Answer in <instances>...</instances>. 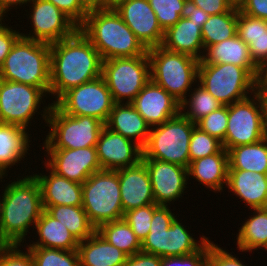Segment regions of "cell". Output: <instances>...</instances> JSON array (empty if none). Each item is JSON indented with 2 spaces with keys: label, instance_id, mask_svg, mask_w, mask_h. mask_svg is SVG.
I'll return each mask as SVG.
<instances>
[{
  "label": "cell",
  "instance_id": "obj_1",
  "mask_svg": "<svg viewBox=\"0 0 267 266\" xmlns=\"http://www.w3.org/2000/svg\"><path fill=\"white\" fill-rule=\"evenodd\" d=\"M102 58L78 29L72 36L50 44L49 95L57 101L69 89L102 75Z\"/></svg>",
  "mask_w": 267,
  "mask_h": 266
},
{
  "label": "cell",
  "instance_id": "obj_2",
  "mask_svg": "<svg viewBox=\"0 0 267 266\" xmlns=\"http://www.w3.org/2000/svg\"><path fill=\"white\" fill-rule=\"evenodd\" d=\"M9 181L1 194L0 225L4 237L11 244L23 246L29 227H35L42 213V197L39 182L33 175L18 176ZM12 182V183H10Z\"/></svg>",
  "mask_w": 267,
  "mask_h": 266
},
{
  "label": "cell",
  "instance_id": "obj_3",
  "mask_svg": "<svg viewBox=\"0 0 267 266\" xmlns=\"http://www.w3.org/2000/svg\"><path fill=\"white\" fill-rule=\"evenodd\" d=\"M79 29L90 40L103 61L148 54V49L113 8L90 11Z\"/></svg>",
  "mask_w": 267,
  "mask_h": 266
},
{
  "label": "cell",
  "instance_id": "obj_4",
  "mask_svg": "<svg viewBox=\"0 0 267 266\" xmlns=\"http://www.w3.org/2000/svg\"><path fill=\"white\" fill-rule=\"evenodd\" d=\"M0 79L50 90V44L20 37L0 66Z\"/></svg>",
  "mask_w": 267,
  "mask_h": 266
},
{
  "label": "cell",
  "instance_id": "obj_5",
  "mask_svg": "<svg viewBox=\"0 0 267 266\" xmlns=\"http://www.w3.org/2000/svg\"><path fill=\"white\" fill-rule=\"evenodd\" d=\"M42 118L50 131L43 142L44 149H77L96 147L105 124L92 116L64 113L55 103L42 110Z\"/></svg>",
  "mask_w": 267,
  "mask_h": 266
},
{
  "label": "cell",
  "instance_id": "obj_6",
  "mask_svg": "<svg viewBox=\"0 0 267 266\" xmlns=\"http://www.w3.org/2000/svg\"><path fill=\"white\" fill-rule=\"evenodd\" d=\"M168 205H159L153 212L150 231L141 242V251L159 257L184 256L198 251L209 239L200 241L176 218Z\"/></svg>",
  "mask_w": 267,
  "mask_h": 266
},
{
  "label": "cell",
  "instance_id": "obj_7",
  "mask_svg": "<svg viewBox=\"0 0 267 266\" xmlns=\"http://www.w3.org/2000/svg\"><path fill=\"white\" fill-rule=\"evenodd\" d=\"M151 80L163 87L180 103L198 82V59L172 52L161 45L148 49ZM195 81V82H194Z\"/></svg>",
  "mask_w": 267,
  "mask_h": 266
},
{
  "label": "cell",
  "instance_id": "obj_8",
  "mask_svg": "<svg viewBox=\"0 0 267 266\" xmlns=\"http://www.w3.org/2000/svg\"><path fill=\"white\" fill-rule=\"evenodd\" d=\"M196 123L181 112L150 128L142 159H157L188 168L190 164L189 144Z\"/></svg>",
  "mask_w": 267,
  "mask_h": 266
},
{
  "label": "cell",
  "instance_id": "obj_9",
  "mask_svg": "<svg viewBox=\"0 0 267 266\" xmlns=\"http://www.w3.org/2000/svg\"><path fill=\"white\" fill-rule=\"evenodd\" d=\"M82 207L96 229L103 223L123 219L118 173L113 170L93 173L82 184Z\"/></svg>",
  "mask_w": 267,
  "mask_h": 266
},
{
  "label": "cell",
  "instance_id": "obj_10",
  "mask_svg": "<svg viewBox=\"0 0 267 266\" xmlns=\"http://www.w3.org/2000/svg\"><path fill=\"white\" fill-rule=\"evenodd\" d=\"M228 127L222 147L227 151L239 145L254 144L267 136L265 96L255 92L228 105Z\"/></svg>",
  "mask_w": 267,
  "mask_h": 266
},
{
  "label": "cell",
  "instance_id": "obj_11",
  "mask_svg": "<svg viewBox=\"0 0 267 266\" xmlns=\"http://www.w3.org/2000/svg\"><path fill=\"white\" fill-rule=\"evenodd\" d=\"M197 83L222 105H231L256 92L255 78L245 68L231 63H199Z\"/></svg>",
  "mask_w": 267,
  "mask_h": 266
},
{
  "label": "cell",
  "instance_id": "obj_12",
  "mask_svg": "<svg viewBox=\"0 0 267 266\" xmlns=\"http://www.w3.org/2000/svg\"><path fill=\"white\" fill-rule=\"evenodd\" d=\"M102 76L114 103H131L151 80L148 55L102 61Z\"/></svg>",
  "mask_w": 267,
  "mask_h": 266
},
{
  "label": "cell",
  "instance_id": "obj_13",
  "mask_svg": "<svg viewBox=\"0 0 267 266\" xmlns=\"http://www.w3.org/2000/svg\"><path fill=\"white\" fill-rule=\"evenodd\" d=\"M53 103L68 115L92 116L104 124L115 104L102 75L69 89Z\"/></svg>",
  "mask_w": 267,
  "mask_h": 266
},
{
  "label": "cell",
  "instance_id": "obj_14",
  "mask_svg": "<svg viewBox=\"0 0 267 266\" xmlns=\"http://www.w3.org/2000/svg\"><path fill=\"white\" fill-rule=\"evenodd\" d=\"M46 95L39 87L0 79V123L27 130Z\"/></svg>",
  "mask_w": 267,
  "mask_h": 266
},
{
  "label": "cell",
  "instance_id": "obj_15",
  "mask_svg": "<svg viewBox=\"0 0 267 266\" xmlns=\"http://www.w3.org/2000/svg\"><path fill=\"white\" fill-rule=\"evenodd\" d=\"M29 18L32 33H21V37L53 44L72 36L79 27L59 8L47 0H32Z\"/></svg>",
  "mask_w": 267,
  "mask_h": 266
},
{
  "label": "cell",
  "instance_id": "obj_16",
  "mask_svg": "<svg viewBox=\"0 0 267 266\" xmlns=\"http://www.w3.org/2000/svg\"><path fill=\"white\" fill-rule=\"evenodd\" d=\"M44 167L70 181L84 183L93 173L102 170L96 147L77 149H46Z\"/></svg>",
  "mask_w": 267,
  "mask_h": 266
},
{
  "label": "cell",
  "instance_id": "obj_17",
  "mask_svg": "<svg viewBox=\"0 0 267 266\" xmlns=\"http://www.w3.org/2000/svg\"><path fill=\"white\" fill-rule=\"evenodd\" d=\"M142 161L150 176L155 204L170 205V202L179 200L182 194L186 193L184 190L189 179L188 168L157 159H142Z\"/></svg>",
  "mask_w": 267,
  "mask_h": 266
},
{
  "label": "cell",
  "instance_id": "obj_18",
  "mask_svg": "<svg viewBox=\"0 0 267 266\" xmlns=\"http://www.w3.org/2000/svg\"><path fill=\"white\" fill-rule=\"evenodd\" d=\"M115 10L147 49L162 45L164 31L148 0H126Z\"/></svg>",
  "mask_w": 267,
  "mask_h": 266
},
{
  "label": "cell",
  "instance_id": "obj_19",
  "mask_svg": "<svg viewBox=\"0 0 267 266\" xmlns=\"http://www.w3.org/2000/svg\"><path fill=\"white\" fill-rule=\"evenodd\" d=\"M97 157L102 170L132 167L142 160L143 149L121 134L104 126L96 144Z\"/></svg>",
  "mask_w": 267,
  "mask_h": 266
},
{
  "label": "cell",
  "instance_id": "obj_20",
  "mask_svg": "<svg viewBox=\"0 0 267 266\" xmlns=\"http://www.w3.org/2000/svg\"><path fill=\"white\" fill-rule=\"evenodd\" d=\"M150 127L161 125L181 111L180 102L150 80L131 102Z\"/></svg>",
  "mask_w": 267,
  "mask_h": 266
},
{
  "label": "cell",
  "instance_id": "obj_21",
  "mask_svg": "<svg viewBox=\"0 0 267 266\" xmlns=\"http://www.w3.org/2000/svg\"><path fill=\"white\" fill-rule=\"evenodd\" d=\"M115 171L118 173L124 213L149 204H155L150 176L142 160L135 166Z\"/></svg>",
  "mask_w": 267,
  "mask_h": 266
},
{
  "label": "cell",
  "instance_id": "obj_22",
  "mask_svg": "<svg viewBox=\"0 0 267 266\" xmlns=\"http://www.w3.org/2000/svg\"><path fill=\"white\" fill-rule=\"evenodd\" d=\"M46 174H32L39 182L43 207L69 205L82 206V183L70 181L48 170Z\"/></svg>",
  "mask_w": 267,
  "mask_h": 266
},
{
  "label": "cell",
  "instance_id": "obj_23",
  "mask_svg": "<svg viewBox=\"0 0 267 266\" xmlns=\"http://www.w3.org/2000/svg\"><path fill=\"white\" fill-rule=\"evenodd\" d=\"M105 127L136 142L142 149L147 144L151 128L133 105L126 102L113 105Z\"/></svg>",
  "mask_w": 267,
  "mask_h": 266
},
{
  "label": "cell",
  "instance_id": "obj_24",
  "mask_svg": "<svg viewBox=\"0 0 267 266\" xmlns=\"http://www.w3.org/2000/svg\"><path fill=\"white\" fill-rule=\"evenodd\" d=\"M226 185L248 208H267V174L228 170Z\"/></svg>",
  "mask_w": 267,
  "mask_h": 266
},
{
  "label": "cell",
  "instance_id": "obj_25",
  "mask_svg": "<svg viewBox=\"0 0 267 266\" xmlns=\"http://www.w3.org/2000/svg\"><path fill=\"white\" fill-rule=\"evenodd\" d=\"M161 46L169 51L184 53L201 60L205 50L202 27L188 18L181 17L179 21L164 32Z\"/></svg>",
  "mask_w": 267,
  "mask_h": 266
},
{
  "label": "cell",
  "instance_id": "obj_26",
  "mask_svg": "<svg viewBox=\"0 0 267 266\" xmlns=\"http://www.w3.org/2000/svg\"><path fill=\"white\" fill-rule=\"evenodd\" d=\"M199 63H231L245 68L254 78L258 69L250 56L248 45L237 34L221 43L208 46Z\"/></svg>",
  "mask_w": 267,
  "mask_h": 266
},
{
  "label": "cell",
  "instance_id": "obj_27",
  "mask_svg": "<svg viewBox=\"0 0 267 266\" xmlns=\"http://www.w3.org/2000/svg\"><path fill=\"white\" fill-rule=\"evenodd\" d=\"M228 153L222 148L218 153L191 161L188 167V177H192L214 192H222L227 184Z\"/></svg>",
  "mask_w": 267,
  "mask_h": 266
},
{
  "label": "cell",
  "instance_id": "obj_28",
  "mask_svg": "<svg viewBox=\"0 0 267 266\" xmlns=\"http://www.w3.org/2000/svg\"><path fill=\"white\" fill-rule=\"evenodd\" d=\"M26 131L18 125L0 123V182L7 176V168L10 170L28 154L31 141Z\"/></svg>",
  "mask_w": 267,
  "mask_h": 266
},
{
  "label": "cell",
  "instance_id": "obj_29",
  "mask_svg": "<svg viewBox=\"0 0 267 266\" xmlns=\"http://www.w3.org/2000/svg\"><path fill=\"white\" fill-rule=\"evenodd\" d=\"M77 252L80 266H122L128 257L97 231L79 241Z\"/></svg>",
  "mask_w": 267,
  "mask_h": 266
},
{
  "label": "cell",
  "instance_id": "obj_30",
  "mask_svg": "<svg viewBox=\"0 0 267 266\" xmlns=\"http://www.w3.org/2000/svg\"><path fill=\"white\" fill-rule=\"evenodd\" d=\"M39 235L37 242L27 247L54 248L63 250H77L79 241L59 220L50 216L45 210L35 224Z\"/></svg>",
  "mask_w": 267,
  "mask_h": 266
},
{
  "label": "cell",
  "instance_id": "obj_31",
  "mask_svg": "<svg viewBox=\"0 0 267 266\" xmlns=\"http://www.w3.org/2000/svg\"><path fill=\"white\" fill-rule=\"evenodd\" d=\"M237 35L248 45L254 63L267 60V20L238 12Z\"/></svg>",
  "mask_w": 267,
  "mask_h": 266
},
{
  "label": "cell",
  "instance_id": "obj_32",
  "mask_svg": "<svg viewBox=\"0 0 267 266\" xmlns=\"http://www.w3.org/2000/svg\"><path fill=\"white\" fill-rule=\"evenodd\" d=\"M227 153L228 170H246L267 174V136L254 144L230 148Z\"/></svg>",
  "mask_w": 267,
  "mask_h": 266
},
{
  "label": "cell",
  "instance_id": "obj_33",
  "mask_svg": "<svg viewBox=\"0 0 267 266\" xmlns=\"http://www.w3.org/2000/svg\"><path fill=\"white\" fill-rule=\"evenodd\" d=\"M254 210L238 230L237 248L241 252H252L264 248L267 250V208L250 209Z\"/></svg>",
  "mask_w": 267,
  "mask_h": 266
},
{
  "label": "cell",
  "instance_id": "obj_34",
  "mask_svg": "<svg viewBox=\"0 0 267 266\" xmlns=\"http://www.w3.org/2000/svg\"><path fill=\"white\" fill-rule=\"evenodd\" d=\"M43 209L66 226L78 241L89 238L96 231L82 206L57 205Z\"/></svg>",
  "mask_w": 267,
  "mask_h": 266
},
{
  "label": "cell",
  "instance_id": "obj_35",
  "mask_svg": "<svg viewBox=\"0 0 267 266\" xmlns=\"http://www.w3.org/2000/svg\"><path fill=\"white\" fill-rule=\"evenodd\" d=\"M238 12L239 8L233 6L228 12L208 17L202 26L204 49L236 35Z\"/></svg>",
  "mask_w": 267,
  "mask_h": 266
},
{
  "label": "cell",
  "instance_id": "obj_36",
  "mask_svg": "<svg viewBox=\"0 0 267 266\" xmlns=\"http://www.w3.org/2000/svg\"><path fill=\"white\" fill-rule=\"evenodd\" d=\"M96 231L127 256H132L141 251L140 240L124 219L103 223Z\"/></svg>",
  "mask_w": 267,
  "mask_h": 266
},
{
  "label": "cell",
  "instance_id": "obj_37",
  "mask_svg": "<svg viewBox=\"0 0 267 266\" xmlns=\"http://www.w3.org/2000/svg\"><path fill=\"white\" fill-rule=\"evenodd\" d=\"M197 86L191 89L194 91L191 95L188 94L189 99L186 98L180 103V112L193 123L223 106L201 84L198 83Z\"/></svg>",
  "mask_w": 267,
  "mask_h": 266
},
{
  "label": "cell",
  "instance_id": "obj_38",
  "mask_svg": "<svg viewBox=\"0 0 267 266\" xmlns=\"http://www.w3.org/2000/svg\"><path fill=\"white\" fill-rule=\"evenodd\" d=\"M35 266H80L77 250L28 247Z\"/></svg>",
  "mask_w": 267,
  "mask_h": 266
},
{
  "label": "cell",
  "instance_id": "obj_39",
  "mask_svg": "<svg viewBox=\"0 0 267 266\" xmlns=\"http://www.w3.org/2000/svg\"><path fill=\"white\" fill-rule=\"evenodd\" d=\"M185 1L186 0H148L164 32L181 19Z\"/></svg>",
  "mask_w": 267,
  "mask_h": 266
},
{
  "label": "cell",
  "instance_id": "obj_40",
  "mask_svg": "<svg viewBox=\"0 0 267 266\" xmlns=\"http://www.w3.org/2000/svg\"><path fill=\"white\" fill-rule=\"evenodd\" d=\"M222 148V142L216 137L203 132L196 126L193 128L189 144L190 162L218 153Z\"/></svg>",
  "mask_w": 267,
  "mask_h": 266
},
{
  "label": "cell",
  "instance_id": "obj_41",
  "mask_svg": "<svg viewBox=\"0 0 267 266\" xmlns=\"http://www.w3.org/2000/svg\"><path fill=\"white\" fill-rule=\"evenodd\" d=\"M158 206L157 204H149L124 213L123 219L130 225L140 242L147 237L153 212Z\"/></svg>",
  "mask_w": 267,
  "mask_h": 266
},
{
  "label": "cell",
  "instance_id": "obj_42",
  "mask_svg": "<svg viewBox=\"0 0 267 266\" xmlns=\"http://www.w3.org/2000/svg\"><path fill=\"white\" fill-rule=\"evenodd\" d=\"M227 123L228 105H223L196 122V127L223 142L228 127Z\"/></svg>",
  "mask_w": 267,
  "mask_h": 266
},
{
  "label": "cell",
  "instance_id": "obj_43",
  "mask_svg": "<svg viewBox=\"0 0 267 266\" xmlns=\"http://www.w3.org/2000/svg\"><path fill=\"white\" fill-rule=\"evenodd\" d=\"M160 266H208V241L192 254L161 257Z\"/></svg>",
  "mask_w": 267,
  "mask_h": 266
},
{
  "label": "cell",
  "instance_id": "obj_44",
  "mask_svg": "<svg viewBox=\"0 0 267 266\" xmlns=\"http://www.w3.org/2000/svg\"><path fill=\"white\" fill-rule=\"evenodd\" d=\"M19 244H12L0 250V266H35L32 255L28 249L21 251Z\"/></svg>",
  "mask_w": 267,
  "mask_h": 266
},
{
  "label": "cell",
  "instance_id": "obj_45",
  "mask_svg": "<svg viewBox=\"0 0 267 266\" xmlns=\"http://www.w3.org/2000/svg\"><path fill=\"white\" fill-rule=\"evenodd\" d=\"M211 240H208V266H246Z\"/></svg>",
  "mask_w": 267,
  "mask_h": 266
},
{
  "label": "cell",
  "instance_id": "obj_46",
  "mask_svg": "<svg viewBox=\"0 0 267 266\" xmlns=\"http://www.w3.org/2000/svg\"><path fill=\"white\" fill-rule=\"evenodd\" d=\"M66 14L78 27H80L89 13L79 0H47Z\"/></svg>",
  "mask_w": 267,
  "mask_h": 266
},
{
  "label": "cell",
  "instance_id": "obj_47",
  "mask_svg": "<svg viewBox=\"0 0 267 266\" xmlns=\"http://www.w3.org/2000/svg\"><path fill=\"white\" fill-rule=\"evenodd\" d=\"M2 21L3 19L0 18V66L15 42L21 37L19 31L13 30L11 26H6Z\"/></svg>",
  "mask_w": 267,
  "mask_h": 266
},
{
  "label": "cell",
  "instance_id": "obj_48",
  "mask_svg": "<svg viewBox=\"0 0 267 266\" xmlns=\"http://www.w3.org/2000/svg\"><path fill=\"white\" fill-rule=\"evenodd\" d=\"M238 8L241 13L267 20V0H244Z\"/></svg>",
  "mask_w": 267,
  "mask_h": 266
},
{
  "label": "cell",
  "instance_id": "obj_49",
  "mask_svg": "<svg viewBox=\"0 0 267 266\" xmlns=\"http://www.w3.org/2000/svg\"><path fill=\"white\" fill-rule=\"evenodd\" d=\"M194 4L209 15L228 12L234 5L229 0H192Z\"/></svg>",
  "mask_w": 267,
  "mask_h": 266
},
{
  "label": "cell",
  "instance_id": "obj_50",
  "mask_svg": "<svg viewBox=\"0 0 267 266\" xmlns=\"http://www.w3.org/2000/svg\"><path fill=\"white\" fill-rule=\"evenodd\" d=\"M161 257L139 251L138 253L128 256L125 263L122 266H160Z\"/></svg>",
  "mask_w": 267,
  "mask_h": 266
},
{
  "label": "cell",
  "instance_id": "obj_51",
  "mask_svg": "<svg viewBox=\"0 0 267 266\" xmlns=\"http://www.w3.org/2000/svg\"><path fill=\"white\" fill-rule=\"evenodd\" d=\"M210 15L197 7L192 0H186L181 17L188 18L190 21L200 24V27L208 20Z\"/></svg>",
  "mask_w": 267,
  "mask_h": 266
},
{
  "label": "cell",
  "instance_id": "obj_52",
  "mask_svg": "<svg viewBox=\"0 0 267 266\" xmlns=\"http://www.w3.org/2000/svg\"><path fill=\"white\" fill-rule=\"evenodd\" d=\"M255 90L264 96L267 95V60L263 61L257 69Z\"/></svg>",
  "mask_w": 267,
  "mask_h": 266
},
{
  "label": "cell",
  "instance_id": "obj_53",
  "mask_svg": "<svg viewBox=\"0 0 267 266\" xmlns=\"http://www.w3.org/2000/svg\"><path fill=\"white\" fill-rule=\"evenodd\" d=\"M32 0H0V18L4 19L5 14L10 11L13 6L14 9L16 6H21L24 4V6L28 3H30ZM9 9V10H8Z\"/></svg>",
  "mask_w": 267,
  "mask_h": 266
},
{
  "label": "cell",
  "instance_id": "obj_54",
  "mask_svg": "<svg viewBox=\"0 0 267 266\" xmlns=\"http://www.w3.org/2000/svg\"><path fill=\"white\" fill-rule=\"evenodd\" d=\"M81 5L88 11L104 9V0H79Z\"/></svg>",
  "mask_w": 267,
  "mask_h": 266
},
{
  "label": "cell",
  "instance_id": "obj_55",
  "mask_svg": "<svg viewBox=\"0 0 267 266\" xmlns=\"http://www.w3.org/2000/svg\"><path fill=\"white\" fill-rule=\"evenodd\" d=\"M123 1H126V0H104V9L106 8L115 9Z\"/></svg>",
  "mask_w": 267,
  "mask_h": 266
},
{
  "label": "cell",
  "instance_id": "obj_56",
  "mask_svg": "<svg viewBox=\"0 0 267 266\" xmlns=\"http://www.w3.org/2000/svg\"><path fill=\"white\" fill-rule=\"evenodd\" d=\"M10 245H12L3 235L0 225V250L8 248Z\"/></svg>",
  "mask_w": 267,
  "mask_h": 266
},
{
  "label": "cell",
  "instance_id": "obj_57",
  "mask_svg": "<svg viewBox=\"0 0 267 266\" xmlns=\"http://www.w3.org/2000/svg\"><path fill=\"white\" fill-rule=\"evenodd\" d=\"M234 6L239 7L244 0H229Z\"/></svg>",
  "mask_w": 267,
  "mask_h": 266
},
{
  "label": "cell",
  "instance_id": "obj_58",
  "mask_svg": "<svg viewBox=\"0 0 267 266\" xmlns=\"http://www.w3.org/2000/svg\"><path fill=\"white\" fill-rule=\"evenodd\" d=\"M265 101H266V121H267V95L265 96Z\"/></svg>",
  "mask_w": 267,
  "mask_h": 266
}]
</instances>
